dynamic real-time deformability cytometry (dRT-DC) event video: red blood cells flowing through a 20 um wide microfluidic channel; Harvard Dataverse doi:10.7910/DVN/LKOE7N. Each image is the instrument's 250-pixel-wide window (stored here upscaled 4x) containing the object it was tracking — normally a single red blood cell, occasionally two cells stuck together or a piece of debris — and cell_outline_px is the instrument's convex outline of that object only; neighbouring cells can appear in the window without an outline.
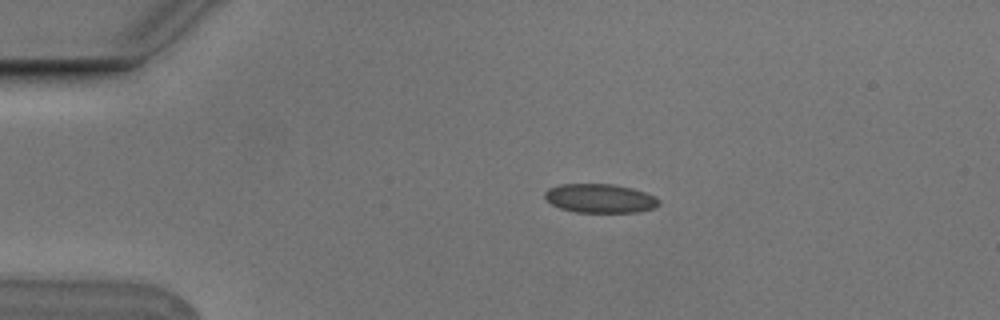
{"species": "Egyptian fruit bat (a non-hibernating species)", "species_latin": "Rousettus aegyptiacus", "temperature_condition": "cold", "stored_images_in_passage": 3, "camera_frame_rate_fps": 3000, "um_per_image_px": 0.085, "animal": {"sex": "male"}, "frame": {"image": 1, "passage_image": 1, "time_ms": 0.0, "image_size_px": [1000, 320], "cell_outline_px": [[660, 204], [656, 208], [640, 212], [576, 212], [560, 208], [552, 204], [544, 196], [544, 192], [548, 188], [560, 184], [612, 184], [632, 188], [656, 196], [660, 200]], "centroid_in_image_um": [51.04, 16.86], "position_along_channel_um": 34.0, "area_um2": 19.36}}